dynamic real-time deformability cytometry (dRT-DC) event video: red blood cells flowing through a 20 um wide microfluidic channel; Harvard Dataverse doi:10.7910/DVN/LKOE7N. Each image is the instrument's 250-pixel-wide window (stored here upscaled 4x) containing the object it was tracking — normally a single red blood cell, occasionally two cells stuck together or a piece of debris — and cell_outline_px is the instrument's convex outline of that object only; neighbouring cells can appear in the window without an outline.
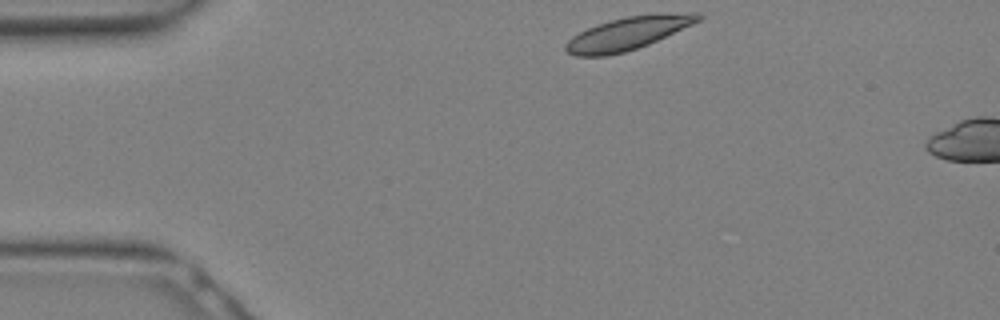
{"species": "Egyptian fruit bat (a non-hibernating species)", "species_latin": "Rousettus aegyptiacus", "temperature_condition": "warm", "stored_images_in_passage": 3, "camera_frame_rate_fps": 3000, "um_per_image_px": 0.085, "animal": {"sex": "female"}, "frame": {"image": 1, "passage_image": 1, "time_ms": 0.0, "image_size_px": [1000, 320], "cell_outline_px": [[704, 16], [700, 20], [692, 24], [648, 44], [624, 52], [608, 56], [576, 56], [568, 52], [564, 48], [564, 44], [572, 36], [596, 24], [628, 16], [660, 12], [700, 12]], "centroid_in_image_um": [53.4, 2.81], "position_along_channel_um": 31.6, "area_um2": 25.43}}